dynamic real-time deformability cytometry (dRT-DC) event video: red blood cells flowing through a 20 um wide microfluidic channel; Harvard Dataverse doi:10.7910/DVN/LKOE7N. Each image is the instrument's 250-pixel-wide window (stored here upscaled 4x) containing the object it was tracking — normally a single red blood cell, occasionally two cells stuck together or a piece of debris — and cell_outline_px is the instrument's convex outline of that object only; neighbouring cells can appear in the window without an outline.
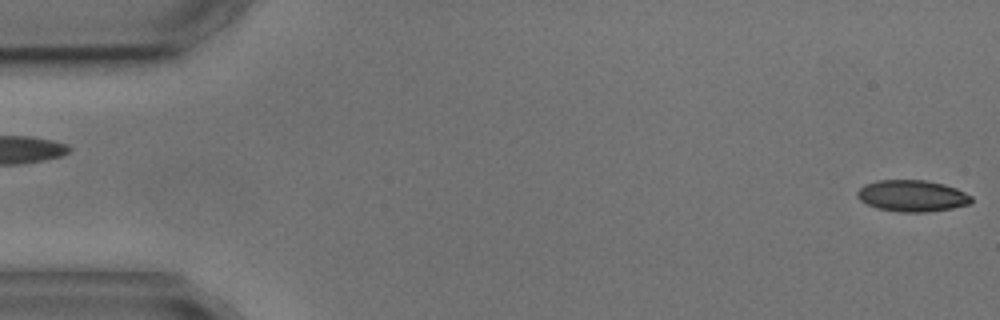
{"species": "common noctule bat (a hibernating species)", "species_latin": "Nyctalus noctula", "temperature_condition": "cold", "stored_images_in_passage": 5, "camera_frame_rate_fps": 3000, "um_per_image_px": 0.085, "animal": {"sex": "male", "body_mass_g": 17.9, "forearm_length_mm": 54.2}, "frame": {"image": 1, "passage_image": 1, "time_ms": 0.0, "image_size_px": [1000, 320], "cell_outline_px": [[972, 200], [968, 204], [952, 208], [924, 212], [900, 212], [876, 208], [860, 200], [856, 196], [856, 192], [864, 184], [876, 180], [924, 180], [944, 184], [956, 188], [972, 196]], "centroid_in_image_um": [77.5, 16.64], "position_along_channel_um": 7.5, "area_um2": 20.92}}
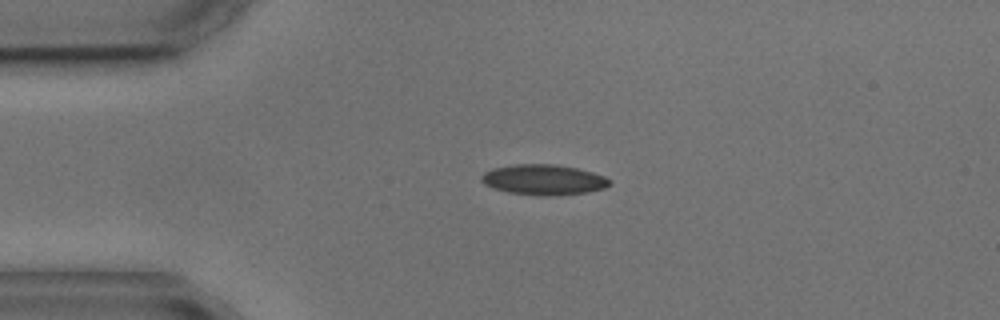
{"frame": {"image": 2, "passage_image": 4, "time_ms": 3.667, "image_size_px": [1000, 320], "cell_outline_px": [[612, 184], [604, 188], [588, 192], [544, 196], [508, 192], [492, 188], [484, 184], [480, 180], [480, 176], [484, 172], [492, 168], [516, 164], [556, 164], [576, 168], [592, 172], [604, 176], [612, 180]], "centroid_in_image_um": [46.19, 15.27], "position_along_channel_um": 38.8, "area_um2": 22.77}}